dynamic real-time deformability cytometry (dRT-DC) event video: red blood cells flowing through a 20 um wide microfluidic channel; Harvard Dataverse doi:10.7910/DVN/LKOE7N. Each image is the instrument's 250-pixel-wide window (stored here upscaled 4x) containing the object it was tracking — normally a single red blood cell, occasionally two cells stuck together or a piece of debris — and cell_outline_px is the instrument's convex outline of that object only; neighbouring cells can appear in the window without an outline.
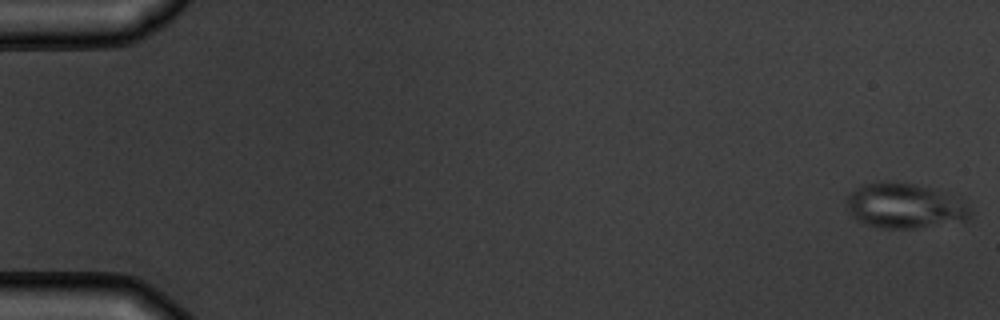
{"species": "common noctule bat (a hibernating species)", "species_latin": "Nyctalus noctula", "temperature_condition": "warm", "stored_images_in_passage": 7, "camera_frame_rate_fps": 3000, "um_per_image_px": 0.085, "animal": {"sex": "male", "body_mass_g": 19.5, "forearm_length_mm": 54.6}, "frame": {"image": 1, "passage_image": 1, "time_ms": 0.0, "image_size_px": [1000, 320], "cell_outline_px": [[972, 212], [968, 220], [916, 228], [880, 228], [864, 224], [856, 220], [852, 216], [844, 200], [860, 184], [880, 180], [884, 180], [916, 184], [932, 188], [964, 200], [968, 204]], "centroid_in_image_um": [76.88, 17.48], "position_along_channel_um": 8.1, "area_um2": 33.0}}